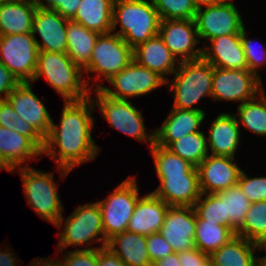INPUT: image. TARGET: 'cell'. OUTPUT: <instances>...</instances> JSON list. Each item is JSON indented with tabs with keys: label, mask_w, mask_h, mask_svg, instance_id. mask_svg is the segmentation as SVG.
Instances as JSON below:
<instances>
[{
	"label": "cell",
	"mask_w": 266,
	"mask_h": 266,
	"mask_svg": "<svg viewBox=\"0 0 266 266\" xmlns=\"http://www.w3.org/2000/svg\"><path fill=\"white\" fill-rule=\"evenodd\" d=\"M92 93L84 100L65 101L59 125L52 121L50 132L45 138L42 154L57 163L62 179L81 163L96 159L100 152V147L91 135L94 126L92 113L96 109Z\"/></svg>",
	"instance_id": "cell-1"
},
{
	"label": "cell",
	"mask_w": 266,
	"mask_h": 266,
	"mask_svg": "<svg viewBox=\"0 0 266 266\" xmlns=\"http://www.w3.org/2000/svg\"><path fill=\"white\" fill-rule=\"evenodd\" d=\"M84 75V76H83ZM43 76L65 101H80L90 96L89 81L67 53L39 51L33 81Z\"/></svg>",
	"instance_id": "cell-2"
},
{
	"label": "cell",
	"mask_w": 266,
	"mask_h": 266,
	"mask_svg": "<svg viewBox=\"0 0 266 266\" xmlns=\"http://www.w3.org/2000/svg\"><path fill=\"white\" fill-rule=\"evenodd\" d=\"M160 17L152 0H115L112 32L132 48L158 34ZM118 23L120 30L116 32Z\"/></svg>",
	"instance_id": "cell-3"
},
{
	"label": "cell",
	"mask_w": 266,
	"mask_h": 266,
	"mask_svg": "<svg viewBox=\"0 0 266 266\" xmlns=\"http://www.w3.org/2000/svg\"><path fill=\"white\" fill-rule=\"evenodd\" d=\"M166 85L173 94V108L205 111L194 107L203 97L212 98L213 66L203 58L181 61Z\"/></svg>",
	"instance_id": "cell-4"
},
{
	"label": "cell",
	"mask_w": 266,
	"mask_h": 266,
	"mask_svg": "<svg viewBox=\"0 0 266 266\" xmlns=\"http://www.w3.org/2000/svg\"><path fill=\"white\" fill-rule=\"evenodd\" d=\"M65 220L62 215L55 225L60 230L64 225L62 231L58 233L59 242L56 248L59 253L71 246L86 245L87 247H82V250L96 249L97 247L89 246L93 243L101 242V247L106 246L107 240L104 237L102 214L98 202L78 206Z\"/></svg>",
	"instance_id": "cell-5"
},
{
	"label": "cell",
	"mask_w": 266,
	"mask_h": 266,
	"mask_svg": "<svg viewBox=\"0 0 266 266\" xmlns=\"http://www.w3.org/2000/svg\"><path fill=\"white\" fill-rule=\"evenodd\" d=\"M23 182L24 195L28 205L43 220L56 225L63 215V205L58 195L54 172L36 170L28 164L18 168Z\"/></svg>",
	"instance_id": "cell-6"
},
{
	"label": "cell",
	"mask_w": 266,
	"mask_h": 266,
	"mask_svg": "<svg viewBox=\"0 0 266 266\" xmlns=\"http://www.w3.org/2000/svg\"><path fill=\"white\" fill-rule=\"evenodd\" d=\"M95 92L96 100L92 98L94 107H99L102 116L112 128L142 143L148 142L149 147L155 143V130L149 134L145 131L142 112L130 100L107 96L99 88Z\"/></svg>",
	"instance_id": "cell-7"
},
{
	"label": "cell",
	"mask_w": 266,
	"mask_h": 266,
	"mask_svg": "<svg viewBox=\"0 0 266 266\" xmlns=\"http://www.w3.org/2000/svg\"><path fill=\"white\" fill-rule=\"evenodd\" d=\"M136 176H129L108 197L97 201L102 214L104 237L110 239L126 231L139 196Z\"/></svg>",
	"instance_id": "cell-8"
},
{
	"label": "cell",
	"mask_w": 266,
	"mask_h": 266,
	"mask_svg": "<svg viewBox=\"0 0 266 266\" xmlns=\"http://www.w3.org/2000/svg\"><path fill=\"white\" fill-rule=\"evenodd\" d=\"M133 61V49L117 34H100L95 43L89 64L83 69L92 81L109 80ZM97 73L91 77L90 73ZM95 78L94 80L92 78Z\"/></svg>",
	"instance_id": "cell-9"
},
{
	"label": "cell",
	"mask_w": 266,
	"mask_h": 266,
	"mask_svg": "<svg viewBox=\"0 0 266 266\" xmlns=\"http://www.w3.org/2000/svg\"><path fill=\"white\" fill-rule=\"evenodd\" d=\"M107 81L113 86V89L93 82V86L89 87L90 92L95 86V89L99 88L107 96L128 100L131 97L144 96L153 92L167 82L159 74L139 65L134 60Z\"/></svg>",
	"instance_id": "cell-10"
},
{
	"label": "cell",
	"mask_w": 266,
	"mask_h": 266,
	"mask_svg": "<svg viewBox=\"0 0 266 266\" xmlns=\"http://www.w3.org/2000/svg\"><path fill=\"white\" fill-rule=\"evenodd\" d=\"M39 49L32 33L0 36V62L20 82H32Z\"/></svg>",
	"instance_id": "cell-11"
},
{
	"label": "cell",
	"mask_w": 266,
	"mask_h": 266,
	"mask_svg": "<svg viewBox=\"0 0 266 266\" xmlns=\"http://www.w3.org/2000/svg\"><path fill=\"white\" fill-rule=\"evenodd\" d=\"M262 80L248 69H224L213 67V101H238L242 103L254 99L263 91Z\"/></svg>",
	"instance_id": "cell-12"
},
{
	"label": "cell",
	"mask_w": 266,
	"mask_h": 266,
	"mask_svg": "<svg viewBox=\"0 0 266 266\" xmlns=\"http://www.w3.org/2000/svg\"><path fill=\"white\" fill-rule=\"evenodd\" d=\"M194 22L200 41L240 34L245 28L242 15L231 0L199 8L195 13Z\"/></svg>",
	"instance_id": "cell-13"
},
{
	"label": "cell",
	"mask_w": 266,
	"mask_h": 266,
	"mask_svg": "<svg viewBox=\"0 0 266 266\" xmlns=\"http://www.w3.org/2000/svg\"><path fill=\"white\" fill-rule=\"evenodd\" d=\"M158 35L179 62L202 58L194 19L161 20Z\"/></svg>",
	"instance_id": "cell-14"
},
{
	"label": "cell",
	"mask_w": 266,
	"mask_h": 266,
	"mask_svg": "<svg viewBox=\"0 0 266 266\" xmlns=\"http://www.w3.org/2000/svg\"><path fill=\"white\" fill-rule=\"evenodd\" d=\"M226 156L209 154L196 168L199 188L203 194H215L238 184L242 169Z\"/></svg>",
	"instance_id": "cell-15"
},
{
	"label": "cell",
	"mask_w": 266,
	"mask_h": 266,
	"mask_svg": "<svg viewBox=\"0 0 266 266\" xmlns=\"http://www.w3.org/2000/svg\"><path fill=\"white\" fill-rule=\"evenodd\" d=\"M31 82H21L7 96L14 111L45 139L53 121L43 101L32 91Z\"/></svg>",
	"instance_id": "cell-16"
},
{
	"label": "cell",
	"mask_w": 266,
	"mask_h": 266,
	"mask_svg": "<svg viewBox=\"0 0 266 266\" xmlns=\"http://www.w3.org/2000/svg\"><path fill=\"white\" fill-rule=\"evenodd\" d=\"M196 214L193 207L170 206L166 212L161 235L174 252H183L194 247Z\"/></svg>",
	"instance_id": "cell-17"
},
{
	"label": "cell",
	"mask_w": 266,
	"mask_h": 266,
	"mask_svg": "<svg viewBox=\"0 0 266 266\" xmlns=\"http://www.w3.org/2000/svg\"><path fill=\"white\" fill-rule=\"evenodd\" d=\"M67 22L68 19L55 10L36 9L31 33L35 37L39 51L67 52ZM36 33L41 37L42 43L37 40Z\"/></svg>",
	"instance_id": "cell-18"
},
{
	"label": "cell",
	"mask_w": 266,
	"mask_h": 266,
	"mask_svg": "<svg viewBox=\"0 0 266 266\" xmlns=\"http://www.w3.org/2000/svg\"><path fill=\"white\" fill-rule=\"evenodd\" d=\"M42 155V151L26 136L0 126V169L10 173L24 163Z\"/></svg>",
	"instance_id": "cell-19"
},
{
	"label": "cell",
	"mask_w": 266,
	"mask_h": 266,
	"mask_svg": "<svg viewBox=\"0 0 266 266\" xmlns=\"http://www.w3.org/2000/svg\"><path fill=\"white\" fill-rule=\"evenodd\" d=\"M202 48V58L213 67L248 69L240 34L218 36Z\"/></svg>",
	"instance_id": "cell-20"
},
{
	"label": "cell",
	"mask_w": 266,
	"mask_h": 266,
	"mask_svg": "<svg viewBox=\"0 0 266 266\" xmlns=\"http://www.w3.org/2000/svg\"><path fill=\"white\" fill-rule=\"evenodd\" d=\"M234 113H220L212 122L207 146L209 154L235 158L241 141V130Z\"/></svg>",
	"instance_id": "cell-21"
},
{
	"label": "cell",
	"mask_w": 266,
	"mask_h": 266,
	"mask_svg": "<svg viewBox=\"0 0 266 266\" xmlns=\"http://www.w3.org/2000/svg\"><path fill=\"white\" fill-rule=\"evenodd\" d=\"M160 185L153 193L169 206L193 207L200 198L198 174L158 176Z\"/></svg>",
	"instance_id": "cell-22"
},
{
	"label": "cell",
	"mask_w": 266,
	"mask_h": 266,
	"mask_svg": "<svg viewBox=\"0 0 266 266\" xmlns=\"http://www.w3.org/2000/svg\"><path fill=\"white\" fill-rule=\"evenodd\" d=\"M169 207L153 192L141 196L128 222L126 231L144 236L159 232Z\"/></svg>",
	"instance_id": "cell-23"
},
{
	"label": "cell",
	"mask_w": 266,
	"mask_h": 266,
	"mask_svg": "<svg viewBox=\"0 0 266 266\" xmlns=\"http://www.w3.org/2000/svg\"><path fill=\"white\" fill-rule=\"evenodd\" d=\"M206 113L194 110L171 109L161 127L155 129V144L167 148L182 136L200 131Z\"/></svg>",
	"instance_id": "cell-24"
},
{
	"label": "cell",
	"mask_w": 266,
	"mask_h": 266,
	"mask_svg": "<svg viewBox=\"0 0 266 266\" xmlns=\"http://www.w3.org/2000/svg\"><path fill=\"white\" fill-rule=\"evenodd\" d=\"M133 60L156 72L166 81L169 80L167 75L173 74L179 65L177 58L158 34L133 49Z\"/></svg>",
	"instance_id": "cell-25"
},
{
	"label": "cell",
	"mask_w": 266,
	"mask_h": 266,
	"mask_svg": "<svg viewBox=\"0 0 266 266\" xmlns=\"http://www.w3.org/2000/svg\"><path fill=\"white\" fill-rule=\"evenodd\" d=\"M35 5L30 0H6L0 3V36L31 33Z\"/></svg>",
	"instance_id": "cell-26"
},
{
	"label": "cell",
	"mask_w": 266,
	"mask_h": 266,
	"mask_svg": "<svg viewBox=\"0 0 266 266\" xmlns=\"http://www.w3.org/2000/svg\"><path fill=\"white\" fill-rule=\"evenodd\" d=\"M105 247L126 266H152L147 250V236L125 231L108 239Z\"/></svg>",
	"instance_id": "cell-27"
},
{
	"label": "cell",
	"mask_w": 266,
	"mask_h": 266,
	"mask_svg": "<svg viewBox=\"0 0 266 266\" xmlns=\"http://www.w3.org/2000/svg\"><path fill=\"white\" fill-rule=\"evenodd\" d=\"M256 250L259 244L236 235L213 251L209 258L215 266H257Z\"/></svg>",
	"instance_id": "cell-28"
},
{
	"label": "cell",
	"mask_w": 266,
	"mask_h": 266,
	"mask_svg": "<svg viewBox=\"0 0 266 266\" xmlns=\"http://www.w3.org/2000/svg\"><path fill=\"white\" fill-rule=\"evenodd\" d=\"M115 0H82L71 21L100 34L112 32V14Z\"/></svg>",
	"instance_id": "cell-29"
},
{
	"label": "cell",
	"mask_w": 266,
	"mask_h": 266,
	"mask_svg": "<svg viewBox=\"0 0 266 266\" xmlns=\"http://www.w3.org/2000/svg\"><path fill=\"white\" fill-rule=\"evenodd\" d=\"M100 33L68 20L66 29L67 55L82 70L89 64Z\"/></svg>",
	"instance_id": "cell-30"
},
{
	"label": "cell",
	"mask_w": 266,
	"mask_h": 266,
	"mask_svg": "<svg viewBox=\"0 0 266 266\" xmlns=\"http://www.w3.org/2000/svg\"><path fill=\"white\" fill-rule=\"evenodd\" d=\"M235 236L236 233L226 225L196 218L194 247L201 252L210 255L213 251L218 250Z\"/></svg>",
	"instance_id": "cell-31"
},
{
	"label": "cell",
	"mask_w": 266,
	"mask_h": 266,
	"mask_svg": "<svg viewBox=\"0 0 266 266\" xmlns=\"http://www.w3.org/2000/svg\"><path fill=\"white\" fill-rule=\"evenodd\" d=\"M215 194L224 202V224L236 233L244 223L251 202L242 192L239 184Z\"/></svg>",
	"instance_id": "cell-32"
},
{
	"label": "cell",
	"mask_w": 266,
	"mask_h": 266,
	"mask_svg": "<svg viewBox=\"0 0 266 266\" xmlns=\"http://www.w3.org/2000/svg\"><path fill=\"white\" fill-rule=\"evenodd\" d=\"M235 114L239 126L242 125L248 131L258 135L266 136V94L265 89L254 99L238 105Z\"/></svg>",
	"instance_id": "cell-33"
},
{
	"label": "cell",
	"mask_w": 266,
	"mask_h": 266,
	"mask_svg": "<svg viewBox=\"0 0 266 266\" xmlns=\"http://www.w3.org/2000/svg\"><path fill=\"white\" fill-rule=\"evenodd\" d=\"M157 176L198 174L197 168L189 161L173 154L169 149L153 144L150 147Z\"/></svg>",
	"instance_id": "cell-34"
},
{
	"label": "cell",
	"mask_w": 266,
	"mask_h": 266,
	"mask_svg": "<svg viewBox=\"0 0 266 266\" xmlns=\"http://www.w3.org/2000/svg\"><path fill=\"white\" fill-rule=\"evenodd\" d=\"M207 135L203 131L182 136L167 149L197 167L208 155Z\"/></svg>",
	"instance_id": "cell-35"
},
{
	"label": "cell",
	"mask_w": 266,
	"mask_h": 266,
	"mask_svg": "<svg viewBox=\"0 0 266 266\" xmlns=\"http://www.w3.org/2000/svg\"><path fill=\"white\" fill-rule=\"evenodd\" d=\"M236 235L254 243H261L266 238V200L251 203L242 226Z\"/></svg>",
	"instance_id": "cell-36"
},
{
	"label": "cell",
	"mask_w": 266,
	"mask_h": 266,
	"mask_svg": "<svg viewBox=\"0 0 266 266\" xmlns=\"http://www.w3.org/2000/svg\"><path fill=\"white\" fill-rule=\"evenodd\" d=\"M0 126L28 137L41 151L43 150L45 139L32 125L19 117L7 99L0 100Z\"/></svg>",
	"instance_id": "cell-37"
},
{
	"label": "cell",
	"mask_w": 266,
	"mask_h": 266,
	"mask_svg": "<svg viewBox=\"0 0 266 266\" xmlns=\"http://www.w3.org/2000/svg\"><path fill=\"white\" fill-rule=\"evenodd\" d=\"M160 20L194 19L197 8L193 0H152Z\"/></svg>",
	"instance_id": "cell-38"
},
{
	"label": "cell",
	"mask_w": 266,
	"mask_h": 266,
	"mask_svg": "<svg viewBox=\"0 0 266 266\" xmlns=\"http://www.w3.org/2000/svg\"><path fill=\"white\" fill-rule=\"evenodd\" d=\"M205 196V198H203ZM196 218L224 224V202L216 194H203L193 205Z\"/></svg>",
	"instance_id": "cell-39"
},
{
	"label": "cell",
	"mask_w": 266,
	"mask_h": 266,
	"mask_svg": "<svg viewBox=\"0 0 266 266\" xmlns=\"http://www.w3.org/2000/svg\"><path fill=\"white\" fill-rule=\"evenodd\" d=\"M238 184L251 203L266 200V176L251 178L242 170Z\"/></svg>",
	"instance_id": "cell-40"
},
{
	"label": "cell",
	"mask_w": 266,
	"mask_h": 266,
	"mask_svg": "<svg viewBox=\"0 0 266 266\" xmlns=\"http://www.w3.org/2000/svg\"><path fill=\"white\" fill-rule=\"evenodd\" d=\"M246 33H247L246 28H244L240 33V37L248 70L253 72L256 76H258L261 79V76L260 74H258L259 71L257 69H260L261 67L266 65V47L265 48L263 47V50L265 49L264 51L260 47L256 48L255 44H253L254 40L247 38ZM258 48H260V51Z\"/></svg>",
	"instance_id": "cell-41"
},
{
	"label": "cell",
	"mask_w": 266,
	"mask_h": 266,
	"mask_svg": "<svg viewBox=\"0 0 266 266\" xmlns=\"http://www.w3.org/2000/svg\"><path fill=\"white\" fill-rule=\"evenodd\" d=\"M65 254L60 259L50 258L57 266H98V248L82 250H68L64 251Z\"/></svg>",
	"instance_id": "cell-42"
},
{
	"label": "cell",
	"mask_w": 266,
	"mask_h": 266,
	"mask_svg": "<svg viewBox=\"0 0 266 266\" xmlns=\"http://www.w3.org/2000/svg\"><path fill=\"white\" fill-rule=\"evenodd\" d=\"M147 250L150 256L151 263L163 259L166 256L174 253L171 245L161 235L160 232L152 233L147 236Z\"/></svg>",
	"instance_id": "cell-43"
},
{
	"label": "cell",
	"mask_w": 266,
	"mask_h": 266,
	"mask_svg": "<svg viewBox=\"0 0 266 266\" xmlns=\"http://www.w3.org/2000/svg\"><path fill=\"white\" fill-rule=\"evenodd\" d=\"M178 258L181 266H202L210 259L209 254L201 252L196 247L178 252Z\"/></svg>",
	"instance_id": "cell-44"
},
{
	"label": "cell",
	"mask_w": 266,
	"mask_h": 266,
	"mask_svg": "<svg viewBox=\"0 0 266 266\" xmlns=\"http://www.w3.org/2000/svg\"><path fill=\"white\" fill-rule=\"evenodd\" d=\"M21 82L0 62V100L7 99L9 93Z\"/></svg>",
	"instance_id": "cell-45"
},
{
	"label": "cell",
	"mask_w": 266,
	"mask_h": 266,
	"mask_svg": "<svg viewBox=\"0 0 266 266\" xmlns=\"http://www.w3.org/2000/svg\"><path fill=\"white\" fill-rule=\"evenodd\" d=\"M98 266H126L123 261L107 247H98Z\"/></svg>",
	"instance_id": "cell-46"
},
{
	"label": "cell",
	"mask_w": 266,
	"mask_h": 266,
	"mask_svg": "<svg viewBox=\"0 0 266 266\" xmlns=\"http://www.w3.org/2000/svg\"><path fill=\"white\" fill-rule=\"evenodd\" d=\"M82 0H57V11L64 18L71 20L79 7Z\"/></svg>",
	"instance_id": "cell-47"
},
{
	"label": "cell",
	"mask_w": 266,
	"mask_h": 266,
	"mask_svg": "<svg viewBox=\"0 0 266 266\" xmlns=\"http://www.w3.org/2000/svg\"><path fill=\"white\" fill-rule=\"evenodd\" d=\"M16 258L17 257L13 255V251H9L7 248L3 250L0 249V266H17Z\"/></svg>",
	"instance_id": "cell-48"
},
{
	"label": "cell",
	"mask_w": 266,
	"mask_h": 266,
	"mask_svg": "<svg viewBox=\"0 0 266 266\" xmlns=\"http://www.w3.org/2000/svg\"><path fill=\"white\" fill-rule=\"evenodd\" d=\"M152 266H181L178 258V253L174 252L163 259L152 263Z\"/></svg>",
	"instance_id": "cell-49"
},
{
	"label": "cell",
	"mask_w": 266,
	"mask_h": 266,
	"mask_svg": "<svg viewBox=\"0 0 266 266\" xmlns=\"http://www.w3.org/2000/svg\"><path fill=\"white\" fill-rule=\"evenodd\" d=\"M36 8L55 10L57 8V0H30ZM44 1V2H43Z\"/></svg>",
	"instance_id": "cell-50"
},
{
	"label": "cell",
	"mask_w": 266,
	"mask_h": 266,
	"mask_svg": "<svg viewBox=\"0 0 266 266\" xmlns=\"http://www.w3.org/2000/svg\"><path fill=\"white\" fill-rule=\"evenodd\" d=\"M35 260L32 261L29 266H57L50 257H44V258H34Z\"/></svg>",
	"instance_id": "cell-51"
},
{
	"label": "cell",
	"mask_w": 266,
	"mask_h": 266,
	"mask_svg": "<svg viewBox=\"0 0 266 266\" xmlns=\"http://www.w3.org/2000/svg\"><path fill=\"white\" fill-rule=\"evenodd\" d=\"M223 0H193L197 9L221 3Z\"/></svg>",
	"instance_id": "cell-52"
},
{
	"label": "cell",
	"mask_w": 266,
	"mask_h": 266,
	"mask_svg": "<svg viewBox=\"0 0 266 266\" xmlns=\"http://www.w3.org/2000/svg\"><path fill=\"white\" fill-rule=\"evenodd\" d=\"M257 266H266V255L263 257L257 256Z\"/></svg>",
	"instance_id": "cell-53"
},
{
	"label": "cell",
	"mask_w": 266,
	"mask_h": 266,
	"mask_svg": "<svg viewBox=\"0 0 266 266\" xmlns=\"http://www.w3.org/2000/svg\"><path fill=\"white\" fill-rule=\"evenodd\" d=\"M259 250H265L266 251V238L261 242L259 243Z\"/></svg>",
	"instance_id": "cell-54"
},
{
	"label": "cell",
	"mask_w": 266,
	"mask_h": 266,
	"mask_svg": "<svg viewBox=\"0 0 266 266\" xmlns=\"http://www.w3.org/2000/svg\"><path fill=\"white\" fill-rule=\"evenodd\" d=\"M202 266H215L211 260L209 259L205 264H203Z\"/></svg>",
	"instance_id": "cell-55"
}]
</instances>
